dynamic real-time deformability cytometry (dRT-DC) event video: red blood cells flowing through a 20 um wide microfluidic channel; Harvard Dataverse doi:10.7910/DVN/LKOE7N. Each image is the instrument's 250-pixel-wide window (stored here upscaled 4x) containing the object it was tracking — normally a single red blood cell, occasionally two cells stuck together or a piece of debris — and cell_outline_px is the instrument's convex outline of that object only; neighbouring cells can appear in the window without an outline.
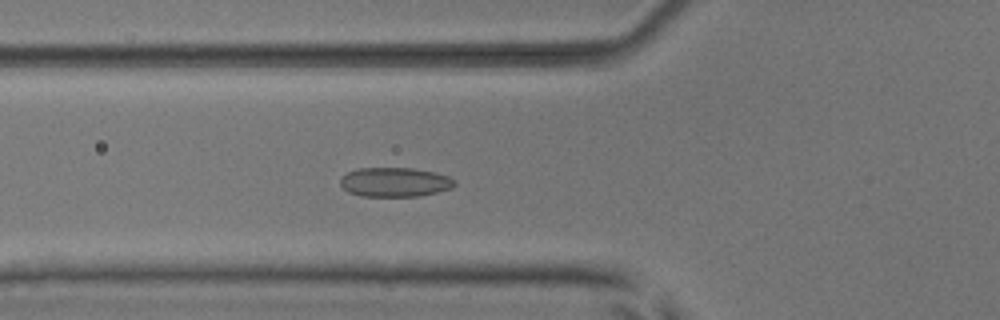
{"species": "common noctule bat (a hibernating species)", "species_latin": "Nyctalus noctula", "temperature_condition": "room temperature", "stored_images_in_passage": 53, "camera_frame_rate_fps": 3000, "um_per_image_px": 0.085, "animal": {"sex": "male", "body_mass_g": 17.9, "forearm_length_mm": 54.2}, "frame": {"image": 1, "passage_image": 20, "time_ms": 6.333, "image_size_px": [1000, 320], "cell_outline_px": [[456, 184], [452, 188], [420, 196], [360, 196], [348, 192], [340, 184], [340, 180], [348, 172], [356, 168], [412, 168], [432, 172], [448, 176], [456, 180]], "centroid_in_image_um": [33.56, 15.48], "position_along_channel_um": 92.2, "area_um2": 19.48}}
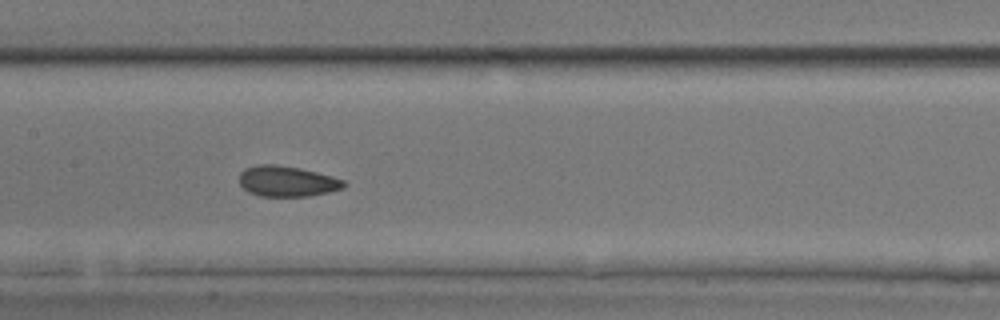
{"frame": {"image": 2, "passage_image": 27, "time_ms": 8.667, "image_size_px": [1000, 320], "cell_outline_px": [[348, 184], [344, 188], [328, 192], [308, 196], [260, 196], [248, 192], [240, 184], [240, 172], [244, 168], [256, 164], [276, 164], [300, 168], [332, 176], [344, 180]], "centroid_in_image_um": [24.4, 15.4], "position_along_channel_um": 183.0, "area_um2": 18.79}}
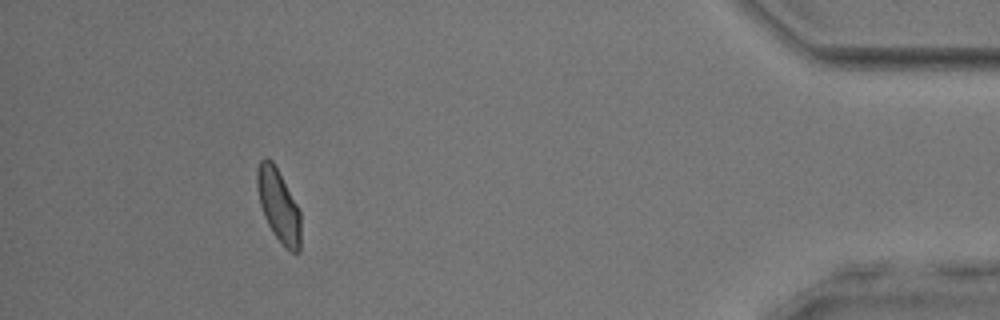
{"frame": {"image": 3, "passage_image": 49, "time_ms": 16.0, "image_size_px": [1000, 320], "cell_outline_px": [[300, 252], [292, 252], [284, 248], [272, 232], [264, 216], [260, 204], [256, 184], [256, 172], [260, 160], [264, 156], [272, 160], [300, 208]], "centroid_in_image_um": [23.68, 17.46], "position_along_channel_um": 411.5, "area_um2": 18.73}, "authors_computed_cell_mechanics": {"area_um2": 18.785, "velocity_mm_per_s": 3.89, "shape_relaxation_time_tau1_ms": 5.782, "shape_relaxation_time_tau2_ms": 1.7045, "deformation_change_tau1": 0.0983, "deformation_change_tau2": 0.0602}}